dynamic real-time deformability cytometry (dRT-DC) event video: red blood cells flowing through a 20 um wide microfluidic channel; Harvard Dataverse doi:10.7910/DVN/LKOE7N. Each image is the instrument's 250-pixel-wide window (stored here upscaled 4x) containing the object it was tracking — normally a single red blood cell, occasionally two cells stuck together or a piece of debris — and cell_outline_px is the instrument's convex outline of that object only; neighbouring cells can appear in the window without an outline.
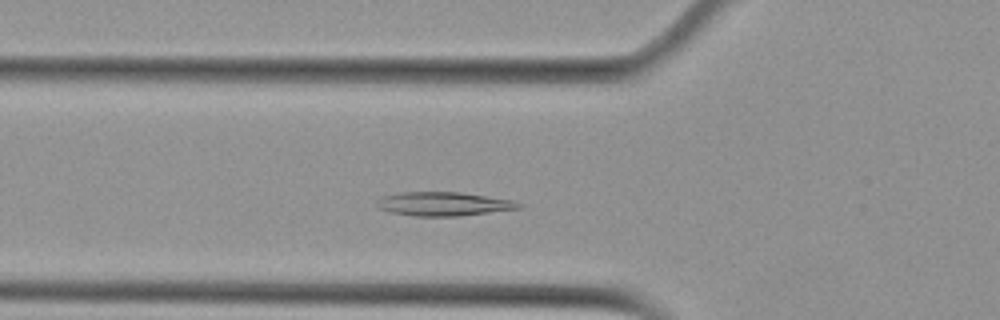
{"species": "Egyptian fruit bat (a non-hibernating species)", "species_latin": "Rousettus aegyptiacus", "temperature_condition": "cold", "stored_images_in_passage": 46, "camera_frame_rate_fps": 3000, "um_per_image_px": 0.085, "animal": {"sex": "female"}, "frame": {"image": 1, "passage_image": 11, "time_ms": 3.333, "image_size_px": [1000, 320], "cell_outline_px": [[524, 204], [520, 208], [456, 216], [416, 216], [388, 212], [376, 208], [376, 200], [380, 196], [400, 192], [460, 192], [512, 200]], "centroid_in_image_um": [37.61, 17.32], "position_along_channel_um": 88.2, "area_um2": 19.77}}
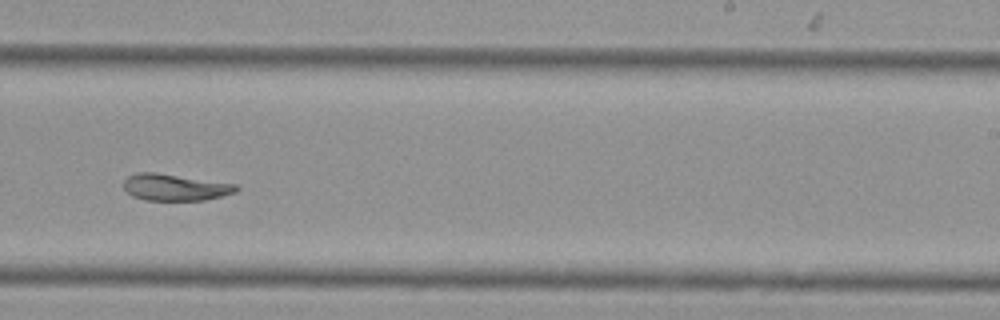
{"frame": {"image": 2, "passage_image": 26, "time_ms": 8.333, "image_size_px": [1000, 320], "cell_outline_px": [[240, 188], [236, 192], [204, 200], [144, 200], [132, 196], [124, 188], [124, 180], [128, 176], [136, 172], [156, 172], [236, 184]], "centroid_in_image_um": [14.86, 15.91], "position_along_channel_um": 274.1, "area_um2": 17.46}}
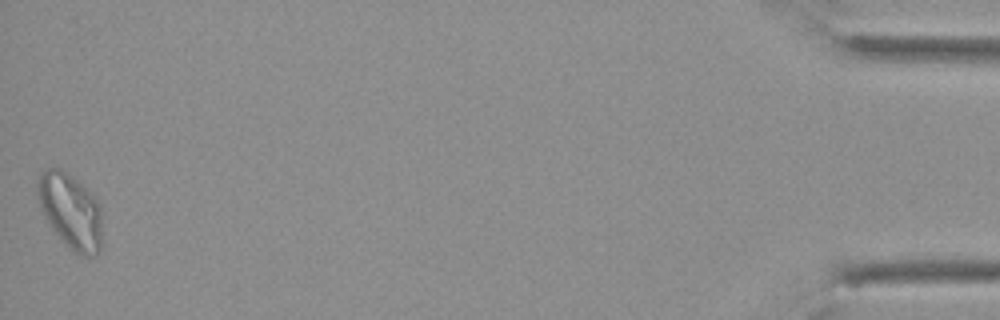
{"frame": {"image": 3, "passage_image": 46, "time_ms": 15.0, "image_size_px": [1000, 320], "cell_outline_px": [[104, 244], [96, 256], [80, 256], [68, 248], [64, 244], [52, 228], [44, 216], [40, 208], [36, 196], [36, 180], [48, 168], [60, 168], [72, 176], [100, 204]], "centroid_in_image_um": [6.01, 18.0], "position_along_channel_um": 429.2, "area_um2": 28.78}, "authors_computed_cell_mechanics": {"area_um2": 19.6231, "velocity_mm_per_s": 3.7312, "shape_relaxation_time_tau1_ms": 9.155, "shape_relaxation_time_tau2_ms": null, "deformation_change_tau1": 0.2188, "deformation_change_tau2": null}}